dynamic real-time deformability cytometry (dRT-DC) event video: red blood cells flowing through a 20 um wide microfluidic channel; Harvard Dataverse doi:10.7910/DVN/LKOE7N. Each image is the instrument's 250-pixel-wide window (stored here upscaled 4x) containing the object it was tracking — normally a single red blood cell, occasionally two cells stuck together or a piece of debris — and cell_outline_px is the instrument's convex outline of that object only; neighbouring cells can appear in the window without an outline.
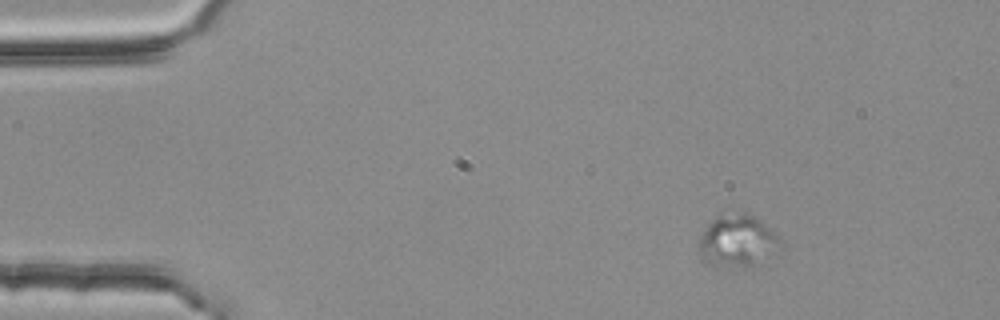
{"species": "common noctule bat (a hibernating species)", "species_latin": "Nyctalus noctula", "temperature_condition": "room temperature", "stored_images_in_passage": 3, "camera_frame_rate_fps": 3000, "um_per_image_px": 0.085, "animal": {"sex": "female", "body_mass_g": 25.1}, "frame": {"image": 1, "passage_image": 1, "time_ms": 0.0, "image_size_px": [1000, 320], "cell_outline_px": [[784, 248], [780, 256], [752, 264], [712, 264], [704, 260], [700, 256], [700, 240], [704, 228], [716, 216], [744, 212], [748, 212], [756, 216], [784, 244]], "centroid_in_image_um": [62.79, 20.45], "position_along_channel_um": 22.2, "area_um2": 24.45}}
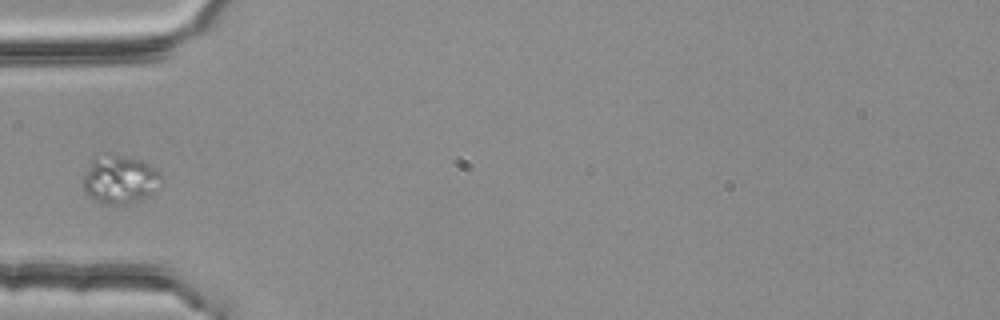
{"frame": {"image": 2, "passage_image": 3, "time_ms": 0.667, "image_size_px": [1000, 320], "cell_outline_px": [[160, 176], [152, 192], [148, 196], [128, 204], [104, 204], [88, 196], [84, 192], [84, 176], [92, 156], [104, 152], [108, 152], [140, 160], [156, 168], [160, 172]], "centroid_in_image_um": [10.12, 15.22], "position_along_channel_um": 74.9, "area_um2": 21.96}}